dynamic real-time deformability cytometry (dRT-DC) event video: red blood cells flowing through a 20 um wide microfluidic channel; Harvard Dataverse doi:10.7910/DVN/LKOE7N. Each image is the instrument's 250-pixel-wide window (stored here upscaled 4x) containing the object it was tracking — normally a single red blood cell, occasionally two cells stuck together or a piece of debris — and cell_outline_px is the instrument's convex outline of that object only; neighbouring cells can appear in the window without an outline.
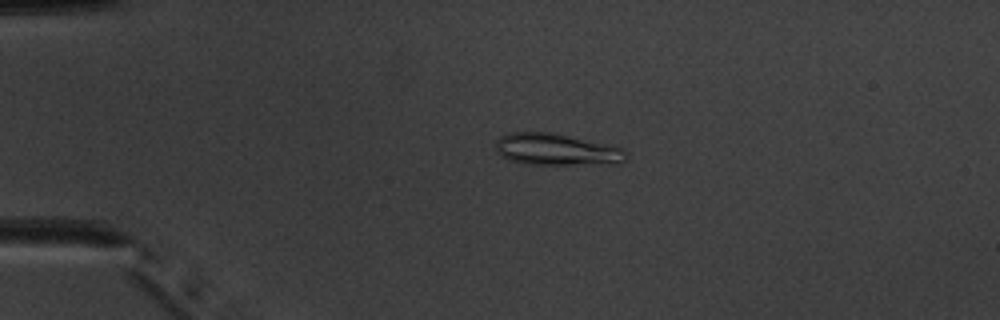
{"species": "common noctule bat (a hibernating species)", "species_latin": "Nyctalus noctula", "temperature_condition": "warm", "stored_images_in_passage": 51, "camera_frame_rate_fps": 3000, "um_per_image_px": 0.085, "animal": {"sex": "male", "body_mass_g": 20.1, "forearm_length_mm": 53.5}, "frame": {"image": 1, "passage_image": 12, "time_ms": 3.667, "image_size_px": [1000, 320], "cell_outline_px": [[628, 156], [620, 164], [528, 164], [508, 160], [500, 156], [496, 152], [496, 140], [500, 136], [508, 132], [548, 132], [568, 136], [624, 148], [628, 152]], "centroid_in_image_um": [47.29, 12.72], "position_along_channel_um": 37.7, "area_um2": 24.22}}
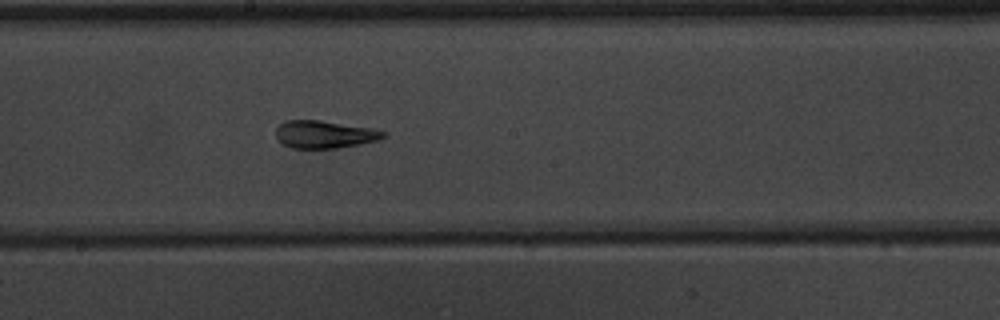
{"frame": {"image": 2, "passage_image": 29, "time_ms": 9.333, "image_size_px": [1000, 320], "cell_outline_px": [[388, 136], [380, 140], [360, 144], [336, 148], [292, 148], [276, 140], [276, 128], [284, 120], [320, 120], [372, 128], [384, 132]], "centroid_in_image_um": [27.58, 11.42], "position_along_channel_um": 220.6, "area_um2": 17.4}}
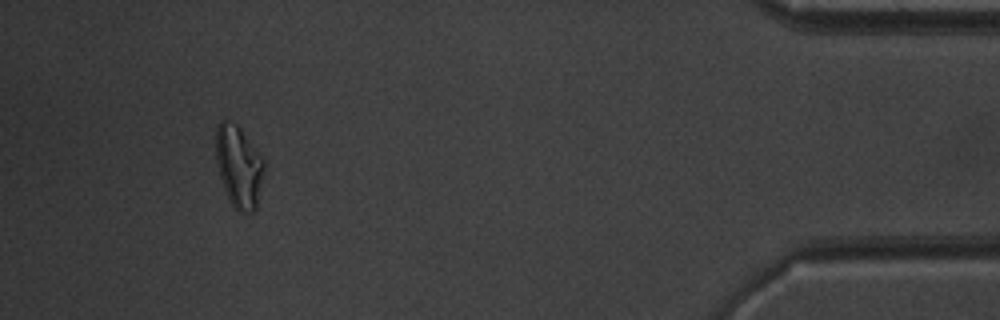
{"frame": {"image": 3, "passage_image": 48, "time_ms": 15.667, "image_size_px": [1000, 320], "cell_outline_px": [[264, 168], [256, 208], [252, 212], [244, 216], [232, 204], [224, 188], [216, 164], [216, 128], [220, 120], [224, 120], [236, 124], [240, 128], [264, 160]], "centroid_in_image_um": [20.29, 14.17], "position_along_channel_um": 414.9, "area_um2": 22.77}, "authors_computed_cell_mechanics": {"area_um2": 19.5364, "velocity_mm_per_s": 3.9742, "shape_relaxation_time_tau1_ms": null, "shape_relaxation_time_tau2_ms": 1.604, "deformation_change_tau1": null, "deformation_change_tau2": 0.0953}}